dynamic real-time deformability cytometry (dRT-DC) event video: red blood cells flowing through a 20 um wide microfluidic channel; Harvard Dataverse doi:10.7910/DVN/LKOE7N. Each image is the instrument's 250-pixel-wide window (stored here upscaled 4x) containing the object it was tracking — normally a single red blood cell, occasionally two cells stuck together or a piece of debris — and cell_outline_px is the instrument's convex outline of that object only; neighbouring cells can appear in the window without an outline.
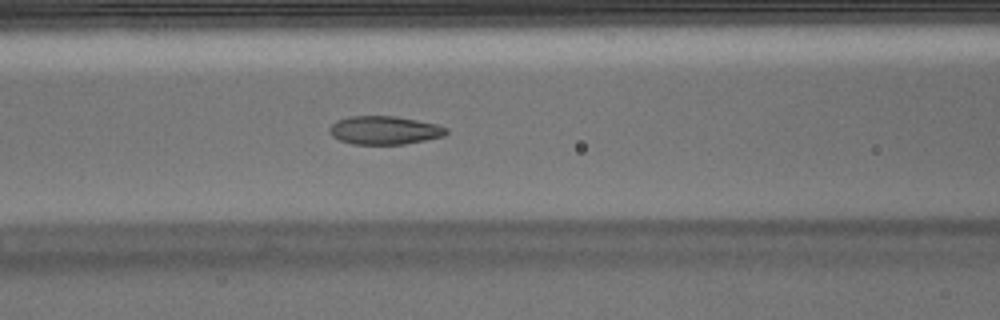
{"species": "Egyptian fruit bat (a non-hibernating species)", "species_latin": "Rousettus aegyptiacus", "temperature_condition": "warm", "stored_images_in_passage": 52, "camera_frame_rate_fps": 3000, "um_per_image_px": 0.085, "animal": {"sex": "male"}, "frame": {"image": 1, "passage_image": 21, "time_ms": 6.667, "image_size_px": [1000, 320], "cell_outline_px": [[448, 132], [444, 136], [404, 144], [352, 144], [340, 140], [332, 136], [328, 132], [328, 128], [336, 120], [348, 116], [396, 116], [436, 124], [448, 128]], "centroid_in_image_um": [32.65, 11.06], "position_along_channel_um": 134.0, "area_um2": 19.36}}
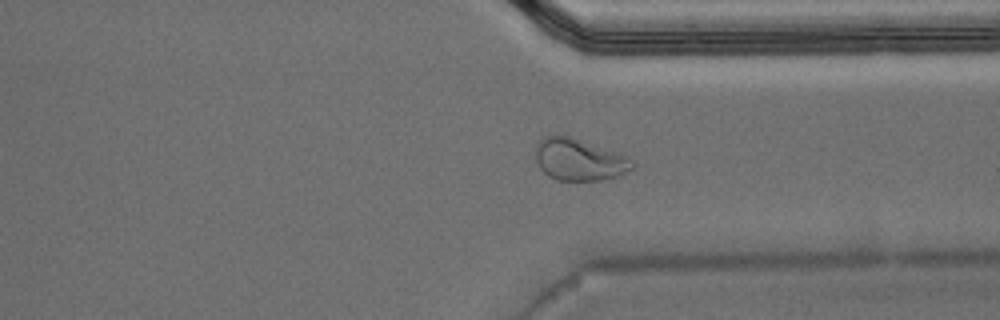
{"frame": {"image": 2, "passage_image": 39, "time_ms": 12.667, "image_size_px": [1000, 320], "cell_outline_px": [[636, 164], [632, 168], [620, 176], [604, 180], [556, 180], [548, 176], [540, 168], [536, 160], [536, 144], [544, 136], [568, 136], [628, 156]], "centroid_in_image_um": [49.24, 13.59], "position_along_channel_um": 362.2, "area_um2": 23.47}}
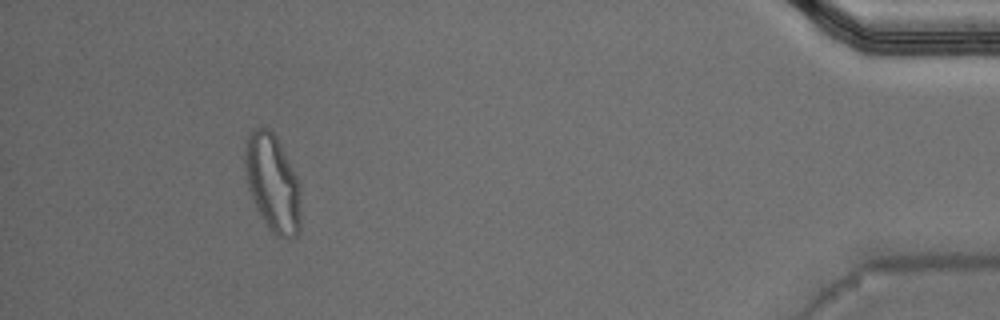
{"frame": {"image": 3, "passage_image": 48, "time_ms": 15.667, "image_size_px": [1000, 320], "cell_outline_px": [[300, 232], [296, 236], [288, 240], [276, 236], [272, 232], [256, 208], [248, 188], [244, 160], [244, 156], [248, 136], [252, 128], [272, 128], [300, 184]], "centroid_in_image_um": [23.18, 15.58], "position_along_channel_um": 412.0, "area_um2": 31.73}, "authors_computed_cell_mechanics": {"area_um2": 19.9699, "velocity_mm_per_s": 3.8073, "shape_relaxation_time_tau1_ms": 9.0305, "shape_relaxation_time_tau2_ms": 1.1286, "deformation_change_tau1": 0.2411, "deformation_change_tau2": 0.0699}}